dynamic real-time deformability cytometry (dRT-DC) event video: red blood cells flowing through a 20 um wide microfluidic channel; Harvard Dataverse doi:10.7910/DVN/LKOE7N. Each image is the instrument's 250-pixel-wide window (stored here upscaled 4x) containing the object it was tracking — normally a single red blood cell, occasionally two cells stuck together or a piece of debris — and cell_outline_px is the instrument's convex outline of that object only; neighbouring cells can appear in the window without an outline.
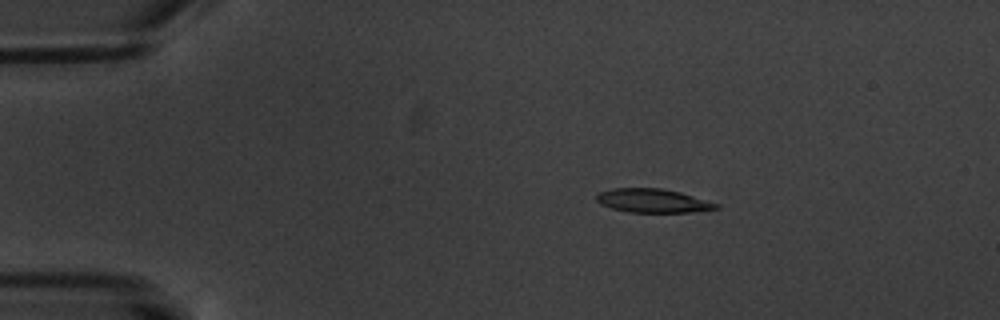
{"species": "common noctule bat (a hibernating species)", "species_latin": "Nyctalus noctula", "temperature_condition": "warm", "stored_images_in_passage": 5, "camera_frame_rate_fps": 3000, "um_per_image_px": 0.085, "animal": {"sex": "male", "body_mass_g": 20.1, "forearm_length_mm": 53.5}, "frame": {"image": 1, "passage_image": 3, "time_ms": 3.333, "image_size_px": [1000, 320], "cell_outline_px": [[720, 208], [692, 212], [628, 212], [612, 208], [600, 204], [596, 200], [596, 196], [600, 192], [612, 188], [660, 188], [680, 192], [720, 204]], "centroid_in_image_um": [55.49, 17.06], "position_along_channel_um": 29.5, "area_um2": 16.53}}